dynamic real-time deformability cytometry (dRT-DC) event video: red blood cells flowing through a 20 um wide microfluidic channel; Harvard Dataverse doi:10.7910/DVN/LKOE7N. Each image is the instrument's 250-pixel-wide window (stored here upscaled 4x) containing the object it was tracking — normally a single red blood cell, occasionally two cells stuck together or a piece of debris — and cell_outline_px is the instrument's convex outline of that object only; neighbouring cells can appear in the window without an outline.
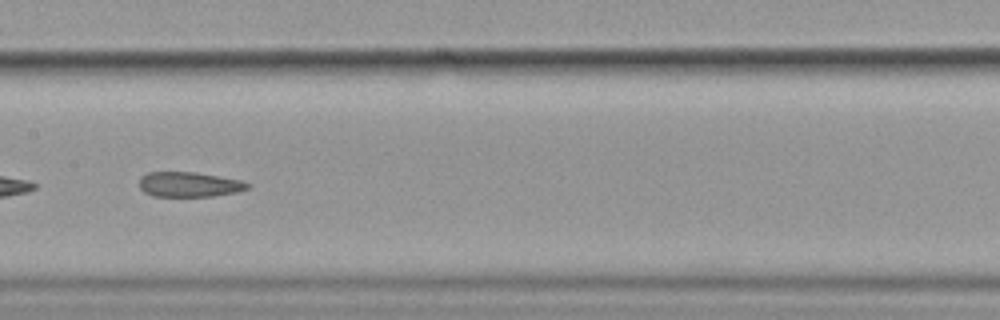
{"species": "common noctule bat (a hibernating species)", "species_latin": "Nyctalus noctula", "temperature_condition": "cold", "stored_images_in_passage": 10, "camera_frame_rate_fps": 3000, "um_per_image_px": 0.085, "animal": {"sex": "female", "body_mass_g": 19.9}, "frame": {"image": 1, "passage_image": 9, "time_ms": 9.667, "image_size_px": [1000, 320], "cell_outline_px": [[252, 184], [248, 188], [236, 192], [212, 196], [152, 196], [144, 192], [140, 188], [140, 176], [148, 172], [196, 172], [244, 180]], "centroid_in_image_um": [16.1, 15.67], "position_along_channel_um": 191.3, "area_um2": 15.9}}
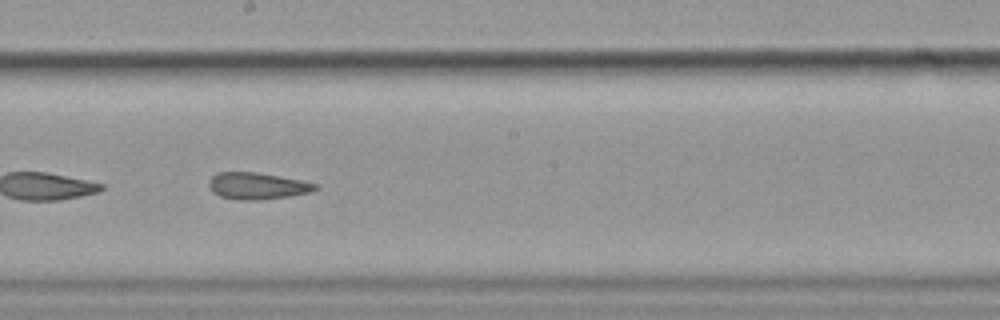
{"frame": {"image": 2, "passage_image": 10, "time_ms": 10.667, "image_size_px": [1000, 320], "cell_outline_px": [[320, 188], [312, 192], [288, 196], [260, 200], [236, 200], [220, 196], [212, 192], [208, 184], [208, 180], [216, 172], [256, 172], [280, 176], [300, 180], [316, 184]], "centroid_in_image_um": [21.84, 15.8], "position_along_channel_um": 226.4, "area_um2": 16.7}}